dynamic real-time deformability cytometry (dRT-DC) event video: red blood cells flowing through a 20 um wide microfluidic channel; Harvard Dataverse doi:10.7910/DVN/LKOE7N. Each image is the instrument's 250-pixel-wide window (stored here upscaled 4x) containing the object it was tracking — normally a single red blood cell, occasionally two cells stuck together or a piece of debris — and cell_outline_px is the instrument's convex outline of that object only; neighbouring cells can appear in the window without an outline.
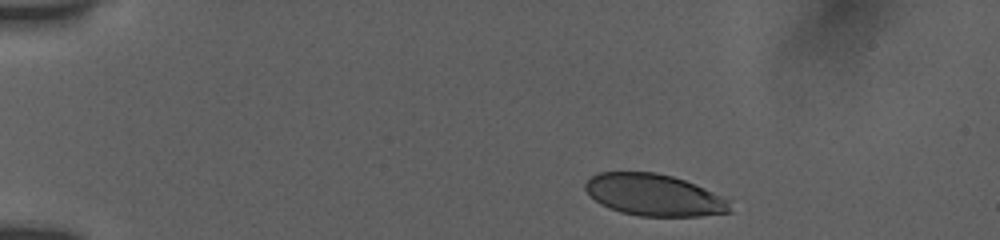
{"species": "human", "species_latin": "Homo sapiens", "temperature_condition": "room temperature", "stored_images_in_passage": 8, "camera_frame_rate_fps": 3000, "um_per_image_px": 0.085, "donor": {"sex": "female"}, "frame": {"image": 1, "passage_image": 1, "time_ms": 0.0, "image_size_px": [1000, 240], "cell_outline_px": [[732, 212], [700, 216], [640, 216], [620, 212], [608, 208], [600, 204], [584, 188], [584, 184], [596, 172], [656, 172], [672, 176], [696, 184], [728, 200]], "centroid_in_image_um": [55.58, 16.57], "position_along_channel_um": 29.4, "area_um2": 35.14}}
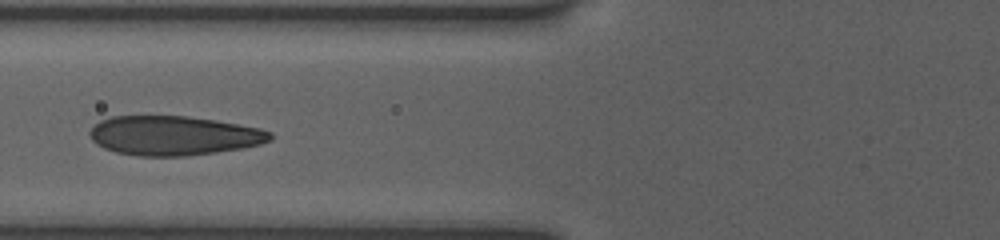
{"frame": {"image": 2, "passage_image": 6, "time_ms": 4.333, "image_size_px": [1000, 240], "cell_outline_px": [[272, 140], [260, 144], [244, 148], [216, 152], [184, 156], [140, 156], [116, 152], [104, 148], [96, 144], [92, 140], [88, 132], [100, 120], [112, 116], [188, 116], [216, 120], [260, 128], [272, 132]], "centroid_in_image_um": [14.77, 11.52], "position_along_channel_um": 111.0, "area_um2": 41.5}}
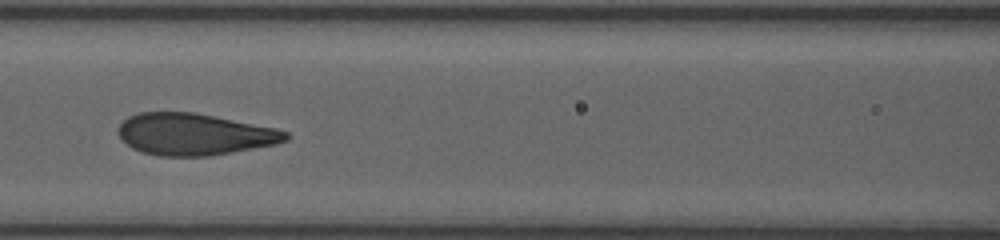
{"frame": {"image": 3, "passage_image": 7, "time_ms": 5.333, "image_size_px": [1000, 240], "cell_outline_px": [[288, 140], [276, 144], [208, 156], [160, 156], [144, 152], [132, 148], [120, 136], [120, 124], [128, 116], [140, 112], [196, 112], [276, 128], [288, 132]], "centroid_in_image_um": [16.54, 11.4], "position_along_channel_um": 150.1, "area_um2": 40.46}}